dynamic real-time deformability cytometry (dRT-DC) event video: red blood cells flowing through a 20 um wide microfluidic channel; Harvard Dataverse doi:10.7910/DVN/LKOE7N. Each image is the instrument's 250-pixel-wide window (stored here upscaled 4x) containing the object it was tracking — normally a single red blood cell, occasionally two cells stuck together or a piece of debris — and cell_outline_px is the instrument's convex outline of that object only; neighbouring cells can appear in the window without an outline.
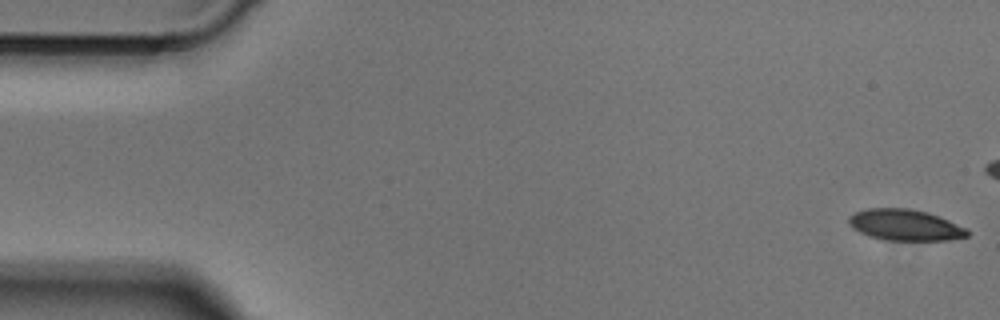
{"species": "Egyptian fruit bat (a non-hibernating species)", "species_latin": "Rousettus aegyptiacus", "temperature_condition": "cold", "stored_images_in_passage": 18, "camera_frame_rate_fps": 3000, "um_per_image_px": 0.085, "animal": {"sex": "male"}, "frame": {"image": 1, "passage_image": 1, "time_ms": 0.0, "image_size_px": [1000, 320], "cell_outline_px": [[968, 236], [948, 240], [884, 240], [868, 236], [852, 228], [848, 224], [848, 216], [856, 212], [868, 208], [908, 208], [928, 212], [968, 228]], "centroid_in_image_um": [76.91, 19.12], "position_along_channel_um": 8.1, "area_um2": 21.62}}
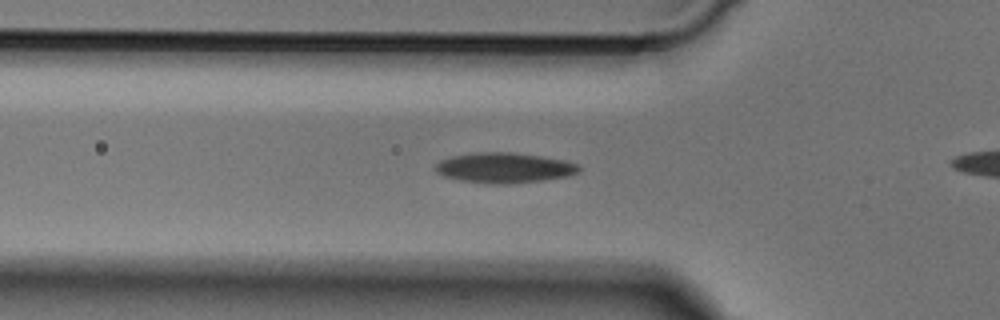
{"frame": {"image": 2, "passage_image": 16, "time_ms": 5.0, "image_size_px": [1000, 320], "cell_outline_px": [[580, 168], [576, 172], [564, 176], [540, 180], [508, 184], [496, 184], [460, 180], [444, 176], [436, 172], [436, 164], [440, 160], [452, 156], [476, 152], [512, 152], [540, 156], [564, 160], [576, 164]], "centroid_in_image_um": [42.8, 14.25], "position_along_channel_um": 83.0, "area_um2": 24.85}}